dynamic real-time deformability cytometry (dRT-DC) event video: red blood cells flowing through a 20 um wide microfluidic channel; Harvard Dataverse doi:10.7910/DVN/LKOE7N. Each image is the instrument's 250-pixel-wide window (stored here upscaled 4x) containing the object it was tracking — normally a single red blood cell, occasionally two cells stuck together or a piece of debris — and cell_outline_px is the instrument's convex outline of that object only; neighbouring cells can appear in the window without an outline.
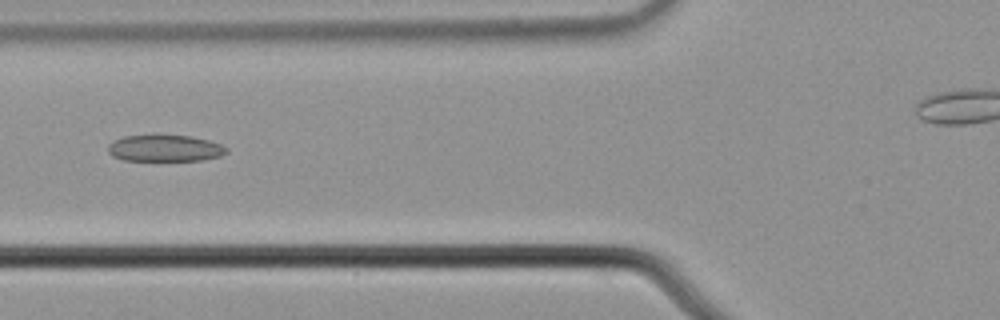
{"species": "common noctule bat (a hibernating species)", "species_latin": "Nyctalus noctula", "temperature_condition": "cold", "stored_images_in_passage": 5, "camera_frame_rate_fps": 3000, "um_per_image_px": 0.085, "animal": {"sex": "male", "body_mass_g": 21.5, "forearm_length_mm": 52.0}, "frame": {"image": 1, "passage_image": 5, "time_ms": 1.333, "image_size_px": [1000, 320], "cell_outline_px": [[228, 152], [220, 156], [204, 160], [124, 160], [112, 156], [108, 152], [108, 144], [124, 136], [160, 132], [192, 136], [208, 140], [220, 144], [228, 148]], "centroid_in_image_um": [14.01, 12.55], "position_along_channel_um": 111.8, "area_um2": 19.07}}